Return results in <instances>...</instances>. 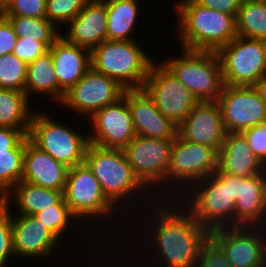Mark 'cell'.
Masks as SVG:
<instances>
[{
  "label": "cell",
  "mask_w": 266,
  "mask_h": 267,
  "mask_svg": "<svg viewBox=\"0 0 266 267\" xmlns=\"http://www.w3.org/2000/svg\"><path fill=\"white\" fill-rule=\"evenodd\" d=\"M1 14L4 17L46 18V0H7Z\"/></svg>",
  "instance_id": "cell-35"
},
{
  "label": "cell",
  "mask_w": 266,
  "mask_h": 267,
  "mask_svg": "<svg viewBox=\"0 0 266 267\" xmlns=\"http://www.w3.org/2000/svg\"><path fill=\"white\" fill-rule=\"evenodd\" d=\"M47 51L48 48L40 41L18 38L13 54L28 65Z\"/></svg>",
  "instance_id": "cell-38"
},
{
  "label": "cell",
  "mask_w": 266,
  "mask_h": 267,
  "mask_svg": "<svg viewBox=\"0 0 266 267\" xmlns=\"http://www.w3.org/2000/svg\"><path fill=\"white\" fill-rule=\"evenodd\" d=\"M172 144L173 140L136 135L123 149L134 175L149 191L153 190L154 196H158L160 200L164 198L168 200L169 197L168 168ZM155 191H158V193ZM162 192H165L163 198Z\"/></svg>",
  "instance_id": "cell-10"
},
{
  "label": "cell",
  "mask_w": 266,
  "mask_h": 267,
  "mask_svg": "<svg viewBox=\"0 0 266 267\" xmlns=\"http://www.w3.org/2000/svg\"><path fill=\"white\" fill-rule=\"evenodd\" d=\"M178 200L199 224L210 231L234 227L235 200L230 196L229 182L217 172L195 182Z\"/></svg>",
  "instance_id": "cell-5"
},
{
  "label": "cell",
  "mask_w": 266,
  "mask_h": 267,
  "mask_svg": "<svg viewBox=\"0 0 266 267\" xmlns=\"http://www.w3.org/2000/svg\"><path fill=\"white\" fill-rule=\"evenodd\" d=\"M178 134L188 142L220 151L225 139V128L218 101L198 102L178 127Z\"/></svg>",
  "instance_id": "cell-18"
},
{
  "label": "cell",
  "mask_w": 266,
  "mask_h": 267,
  "mask_svg": "<svg viewBox=\"0 0 266 267\" xmlns=\"http://www.w3.org/2000/svg\"><path fill=\"white\" fill-rule=\"evenodd\" d=\"M201 6L222 13L233 15L236 18L242 0H194Z\"/></svg>",
  "instance_id": "cell-42"
},
{
  "label": "cell",
  "mask_w": 266,
  "mask_h": 267,
  "mask_svg": "<svg viewBox=\"0 0 266 267\" xmlns=\"http://www.w3.org/2000/svg\"><path fill=\"white\" fill-rule=\"evenodd\" d=\"M34 109L23 91L0 88V126L29 133Z\"/></svg>",
  "instance_id": "cell-28"
},
{
  "label": "cell",
  "mask_w": 266,
  "mask_h": 267,
  "mask_svg": "<svg viewBox=\"0 0 266 267\" xmlns=\"http://www.w3.org/2000/svg\"><path fill=\"white\" fill-rule=\"evenodd\" d=\"M63 199L62 191L20 181L0 201L8 208L11 207V203L15 204L18 212L15 214L35 215L44 209L58 205Z\"/></svg>",
  "instance_id": "cell-25"
},
{
  "label": "cell",
  "mask_w": 266,
  "mask_h": 267,
  "mask_svg": "<svg viewBox=\"0 0 266 267\" xmlns=\"http://www.w3.org/2000/svg\"><path fill=\"white\" fill-rule=\"evenodd\" d=\"M92 132L89 143L102 148L124 149L136 136L132 113L123 96L114 104L105 106L90 118Z\"/></svg>",
  "instance_id": "cell-16"
},
{
  "label": "cell",
  "mask_w": 266,
  "mask_h": 267,
  "mask_svg": "<svg viewBox=\"0 0 266 267\" xmlns=\"http://www.w3.org/2000/svg\"><path fill=\"white\" fill-rule=\"evenodd\" d=\"M218 103L226 132L240 133L266 122V103L254 86L224 85Z\"/></svg>",
  "instance_id": "cell-15"
},
{
  "label": "cell",
  "mask_w": 266,
  "mask_h": 267,
  "mask_svg": "<svg viewBox=\"0 0 266 267\" xmlns=\"http://www.w3.org/2000/svg\"><path fill=\"white\" fill-rule=\"evenodd\" d=\"M29 140L58 162L72 168L83 164L89 145L88 133L77 132L49 115L34 111L28 133Z\"/></svg>",
  "instance_id": "cell-8"
},
{
  "label": "cell",
  "mask_w": 266,
  "mask_h": 267,
  "mask_svg": "<svg viewBox=\"0 0 266 267\" xmlns=\"http://www.w3.org/2000/svg\"><path fill=\"white\" fill-rule=\"evenodd\" d=\"M63 198L81 224H83L84 219L86 220L84 222L88 223L89 219L91 220L89 222L93 220L95 222L101 217L103 219L100 221L103 223L102 220L105 219L106 223L108 219L111 220L109 217L112 216L115 218H112L115 223L119 221L120 216L122 218L120 221L122 222L125 218L126 222L127 217L121 215L123 212L105 196L99 181L85 163L69 168Z\"/></svg>",
  "instance_id": "cell-7"
},
{
  "label": "cell",
  "mask_w": 266,
  "mask_h": 267,
  "mask_svg": "<svg viewBox=\"0 0 266 267\" xmlns=\"http://www.w3.org/2000/svg\"><path fill=\"white\" fill-rule=\"evenodd\" d=\"M217 160L218 153L213 148L188 142L177 134L173 140L168 168V188L175 190L169 191L170 200H177L195 182L216 172ZM171 193L175 194L174 197Z\"/></svg>",
  "instance_id": "cell-9"
},
{
  "label": "cell",
  "mask_w": 266,
  "mask_h": 267,
  "mask_svg": "<svg viewBox=\"0 0 266 267\" xmlns=\"http://www.w3.org/2000/svg\"><path fill=\"white\" fill-rule=\"evenodd\" d=\"M174 5L180 49L217 52L237 36L233 15L206 8L194 0H180Z\"/></svg>",
  "instance_id": "cell-3"
},
{
  "label": "cell",
  "mask_w": 266,
  "mask_h": 267,
  "mask_svg": "<svg viewBox=\"0 0 266 267\" xmlns=\"http://www.w3.org/2000/svg\"><path fill=\"white\" fill-rule=\"evenodd\" d=\"M180 52V58H168L161 63L189 89L198 102L218 101L224 84L217 53L183 48Z\"/></svg>",
  "instance_id": "cell-6"
},
{
  "label": "cell",
  "mask_w": 266,
  "mask_h": 267,
  "mask_svg": "<svg viewBox=\"0 0 266 267\" xmlns=\"http://www.w3.org/2000/svg\"><path fill=\"white\" fill-rule=\"evenodd\" d=\"M195 267H232L222 250L209 238Z\"/></svg>",
  "instance_id": "cell-39"
},
{
  "label": "cell",
  "mask_w": 266,
  "mask_h": 267,
  "mask_svg": "<svg viewBox=\"0 0 266 267\" xmlns=\"http://www.w3.org/2000/svg\"><path fill=\"white\" fill-rule=\"evenodd\" d=\"M224 85L254 86L266 74V41L236 36L217 52Z\"/></svg>",
  "instance_id": "cell-11"
},
{
  "label": "cell",
  "mask_w": 266,
  "mask_h": 267,
  "mask_svg": "<svg viewBox=\"0 0 266 267\" xmlns=\"http://www.w3.org/2000/svg\"><path fill=\"white\" fill-rule=\"evenodd\" d=\"M27 66L13 53L0 56V88L25 92Z\"/></svg>",
  "instance_id": "cell-33"
},
{
  "label": "cell",
  "mask_w": 266,
  "mask_h": 267,
  "mask_svg": "<svg viewBox=\"0 0 266 267\" xmlns=\"http://www.w3.org/2000/svg\"><path fill=\"white\" fill-rule=\"evenodd\" d=\"M89 0H46V18L60 26L74 19ZM60 24V25H59Z\"/></svg>",
  "instance_id": "cell-34"
},
{
  "label": "cell",
  "mask_w": 266,
  "mask_h": 267,
  "mask_svg": "<svg viewBox=\"0 0 266 267\" xmlns=\"http://www.w3.org/2000/svg\"><path fill=\"white\" fill-rule=\"evenodd\" d=\"M66 26H68L67 33H61V36L68 43L85 47L91 51L107 40L106 1L89 0L81 12Z\"/></svg>",
  "instance_id": "cell-20"
},
{
  "label": "cell",
  "mask_w": 266,
  "mask_h": 267,
  "mask_svg": "<svg viewBox=\"0 0 266 267\" xmlns=\"http://www.w3.org/2000/svg\"><path fill=\"white\" fill-rule=\"evenodd\" d=\"M48 50L59 86L67 93L91 68V51L68 43L62 36Z\"/></svg>",
  "instance_id": "cell-23"
},
{
  "label": "cell",
  "mask_w": 266,
  "mask_h": 267,
  "mask_svg": "<svg viewBox=\"0 0 266 267\" xmlns=\"http://www.w3.org/2000/svg\"><path fill=\"white\" fill-rule=\"evenodd\" d=\"M14 28L17 38L42 42L48 49L61 37L59 28L47 18L6 17Z\"/></svg>",
  "instance_id": "cell-30"
},
{
  "label": "cell",
  "mask_w": 266,
  "mask_h": 267,
  "mask_svg": "<svg viewBox=\"0 0 266 267\" xmlns=\"http://www.w3.org/2000/svg\"><path fill=\"white\" fill-rule=\"evenodd\" d=\"M265 223L266 171L251 177L240 176L239 197L235 201L234 227H264Z\"/></svg>",
  "instance_id": "cell-22"
},
{
  "label": "cell",
  "mask_w": 266,
  "mask_h": 267,
  "mask_svg": "<svg viewBox=\"0 0 266 267\" xmlns=\"http://www.w3.org/2000/svg\"><path fill=\"white\" fill-rule=\"evenodd\" d=\"M137 136L174 140L178 127L166 118L143 89L125 90Z\"/></svg>",
  "instance_id": "cell-19"
},
{
  "label": "cell",
  "mask_w": 266,
  "mask_h": 267,
  "mask_svg": "<svg viewBox=\"0 0 266 267\" xmlns=\"http://www.w3.org/2000/svg\"><path fill=\"white\" fill-rule=\"evenodd\" d=\"M108 18L107 40L132 41L137 17L140 15L139 0H105ZM132 33V35H131Z\"/></svg>",
  "instance_id": "cell-27"
},
{
  "label": "cell",
  "mask_w": 266,
  "mask_h": 267,
  "mask_svg": "<svg viewBox=\"0 0 266 267\" xmlns=\"http://www.w3.org/2000/svg\"><path fill=\"white\" fill-rule=\"evenodd\" d=\"M68 171L69 168L66 165L39 149L28 136L25 138L21 181L63 192Z\"/></svg>",
  "instance_id": "cell-21"
},
{
  "label": "cell",
  "mask_w": 266,
  "mask_h": 267,
  "mask_svg": "<svg viewBox=\"0 0 266 267\" xmlns=\"http://www.w3.org/2000/svg\"><path fill=\"white\" fill-rule=\"evenodd\" d=\"M11 222L16 256L29 260L49 259L59 247L61 241L35 215H14L11 211Z\"/></svg>",
  "instance_id": "cell-17"
},
{
  "label": "cell",
  "mask_w": 266,
  "mask_h": 267,
  "mask_svg": "<svg viewBox=\"0 0 266 267\" xmlns=\"http://www.w3.org/2000/svg\"><path fill=\"white\" fill-rule=\"evenodd\" d=\"M17 36L9 20L0 15V56L12 54L16 46Z\"/></svg>",
  "instance_id": "cell-40"
},
{
  "label": "cell",
  "mask_w": 266,
  "mask_h": 267,
  "mask_svg": "<svg viewBox=\"0 0 266 267\" xmlns=\"http://www.w3.org/2000/svg\"><path fill=\"white\" fill-rule=\"evenodd\" d=\"M254 87L266 103V74L256 82Z\"/></svg>",
  "instance_id": "cell-44"
},
{
  "label": "cell",
  "mask_w": 266,
  "mask_h": 267,
  "mask_svg": "<svg viewBox=\"0 0 266 267\" xmlns=\"http://www.w3.org/2000/svg\"><path fill=\"white\" fill-rule=\"evenodd\" d=\"M84 163L99 181L105 196L120 209V211L123 209L122 212L125 217H127L131 208L132 210L134 209L133 207L135 204L136 206L139 205L138 207L141 206V203H143L142 206H146L147 204V206H149L156 200H159V198H156L154 193L149 191L134 175L123 149L102 148L89 143L86 149ZM136 196L137 199L135 198ZM141 200L147 203L140 202L139 204L138 202ZM126 208L129 210L125 211ZM124 212L126 214H124Z\"/></svg>",
  "instance_id": "cell-2"
},
{
  "label": "cell",
  "mask_w": 266,
  "mask_h": 267,
  "mask_svg": "<svg viewBox=\"0 0 266 267\" xmlns=\"http://www.w3.org/2000/svg\"><path fill=\"white\" fill-rule=\"evenodd\" d=\"M264 229L266 227H221L210 231V239L232 267H266Z\"/></svg>",
  "instance_id": "cell-13"
},
{
  "label": "cell",
  "mask_w": 266,
  "mask_h": 267,
  "mask_svg": "<svg viewBox=\"0 0 266 267\" xmlns=\"http://www.w3.org/2000/svg\"><path fill=\"white\" fill-rule=\"evenodd\" d=\"M27 136L21 129L0 126V153L15 149Z\"/></svg>",
  "instance_id": "cell-41"
},
{
  "label": "cell",
  "mask_w": 266,
  "mask_h": 267,
  "mask_svg": "<svg viewBox=\"0 0 266 267\" xmlns=\"http://www.w3.org/2000/svg\"><path fill=\"white\" fill-rule=\"evenodd\" d=\"M125 90L116 80L91 67L65 94L59 105L71 108L80 116L91 117L99 109L117 102Z\"/></svg>",
  "instance_id": "cell-14"
},
{
  "label": "cell",
  "mask_w": 266,
  "mask_h": 267,
  "mask_svg": "<svg viewBox=\"0 0 266 267\" xmlns=\"http://www.w3.org/2000/svg\"><path fill=\"white\" fill-rule=\"evenodd\" d=\"M35 217L43 223L59 240L64 236V234L71 230L69 229L73 224L78 222L79 219L72 213L68 205L65 203L64 199L58 204L51 206L50 208L44 209L35 214ZM71 222V223H70ZM69 227V228H68Z\"/></svg>",
  "instance_id": "cell-32"
},
{
  "label": "cell",
  "mask_w": 266,
  "mask_h": 267,
  "mask_svg": "<svg viewBox=\"0 0 266 267\" xmlns=\"http://www.w3.org/2000/svg\"><path fill=\"white\" fill-rule=\"evenodd\" d=\"M157 201L150 205V208H153L150 209L152 222L148 221V226L145 225L149 227L146 229L148 231L142 230L147 234L144 237L149 235L146 237L148 240L145 238L143 242L149 241V245L146 246L151 250L154 246L150 253L152 257L149 256L148 262H151L150 260L156 255L155 260L158 262L154 260L155 267H195L203 245L210 238V230L199 224L195 217L184 206L182 207L178 199Z\"/></svg>",
  "instance_id": "cell-1"
},
{
  "label": "cell",
  "mask_w": 266,
  "mask_h": 267,
  "mask_svg": "<svg viewBox=\"0 0 266 267\" xmlns=\"http://www.w3.org/2000/svg\"><path fill=\"white\" fill-rule=\"evenodd\" d=\"M235 19L237 36L266 41V4L261 0H242Z\"/></svg>",
  "instance_id": "cell-29"
},
{
  "label": "cell",
  "mask_w": 266,
  "mask_h": 267,
  "mask_svg": "<svg viewBox=\"0 0 266 267\" xmlns=\"http://www.w3.org/2000/svg\"><path fill=\"white\" fill-rule=\"evenodd\" d=\"M25 139L7 153H0V200L7 194L23 175Z\"/></svg>",
  "instance_id": "cell-31"
},
{
  "label": "cell",
  "mask_w": 266,
  "mask_h": 267,
  "mask_svg": "<svg viewBox=\"0 0 266 267\" xmlns=\"http://www.w3.org/2000/svg\"><path fill=\"white\" fill-rule=\"evenodd\" d=\"M142 89L177 127L198 103L189 89L157 60L153 62Z\"/></svg>",
  "instance_id": "cell-12"
},
{
  "label": "cell",
  "mask_w": 266,
  "mask_h": 267,
  "mask_svg": "<svg viewBox=\"0 0 266 267\" xmlns=\"http://www.w3.org/2000/svg\"><path fill=\"white\" fill-rule=\"evenodd\" d=\"M136 41H103L91 50V67L126 90L142 89L156 59Z\"/></svg>",
  "instance_id": "cell-4"
},
{
  "label": "cell",
  "mask_w": 266,
  "mask_h": 267,
  "mask_svg": "<svg viewBox=\"0 0 266 267\" xmlns=\"http://www.w3.org/2000/svg\"><path fill=\"white\" fill-rule=\"evenodd\" d=\"M217 168L226 174L241 177H251L266 171V166L253 154L241 132H226L218 152Z\"/></svg>",
  "instance_id": "cell-24"
},
{
  "label": "cell",
  "mask_w": 266,
  "mask_h": 267,
  "mask_svg": "<svg viewBox=\"0 0 266 267\" xmlns=\"http://www.w3.org/2000/svg\"><path fill=\"white\" fill-rule=\"evenodd\" d=\"M216 172L226 181L229 182L230 196L236 201L239 197L240 190V176H233L220 171L218 168Z\"/></svg>",
  "instance_id": "cell-43"
},
{
  "label": "cell",
  "mask_w": 266,
  "mask_h": 267,
  "mask_svg": "<svg viewBox=\"0 0 266 267\" xmlns=\"http://www.w3.org/2000/svg\"><path fill=\"white\" fill-rule=\"evenodd\" d=\"M3 5H4V4L0 1V14L2 13Z\"/></svg>",
  "instance_id": "cell-45"
},
{
  "label": "cell",
  "mask_w": 266,
  "mask_h": 267,
  "mask_svg": "<svg viewBox=\"0 0 266 267\" xmlns=\"http://www.w3.org/2000/svg\"><path fill=\"white\" fill-rule=\"evenodd\" d=\"M25 93L28 98L32 94H39L41 97L43 94V96H50L58 104L62 102L66 93L59 86L49 50L28 64Z\"/></svg>",
  "instance_id": "cell-26"
},
{
  "label": "cell",
  "mask_w": 266,
  "mask_h": 267,
  "mask_svg": "<svg viewBox=\"0 0 266 267\" xmlns=\"http://www.w3.org/2000/svg\"><path fill=\"white\" fill-rule=\"evenodd\" d=\"M10 210L12 209L0 201V267L8 265L9 259L15 256Z\"/></svg>",
  "instance_id": "cell-36"
},
{
  "label": "cell",
  "mask_w": 266,
  "mask_h": 267,
  "mask_svg": "<svg viewBox=\"0 0 266 267\" xmlns=\"http://www.w3.org/2000/svg\"><path fill=\"white\" fill-rule=\"evenodd\" d=\"M3 4L7 1V0H0Z\"/></svg>",
  "instance_id": "cell-46"
},
{
  "label": "cell",
  "mask_w": 266,
  "mask_h": 267,
  "mask_svg": "<svg viewBox=\"0 0 266 267\" xmlns=\"http://www.w3.org/2000/svg\"><path fill=\"white\" fill-rule=\"evenodd\" d=\"M253 154L266 166V122L241 132Z\"/></svg>",
  "instance_id": "cell-37"
}]
</instances>
